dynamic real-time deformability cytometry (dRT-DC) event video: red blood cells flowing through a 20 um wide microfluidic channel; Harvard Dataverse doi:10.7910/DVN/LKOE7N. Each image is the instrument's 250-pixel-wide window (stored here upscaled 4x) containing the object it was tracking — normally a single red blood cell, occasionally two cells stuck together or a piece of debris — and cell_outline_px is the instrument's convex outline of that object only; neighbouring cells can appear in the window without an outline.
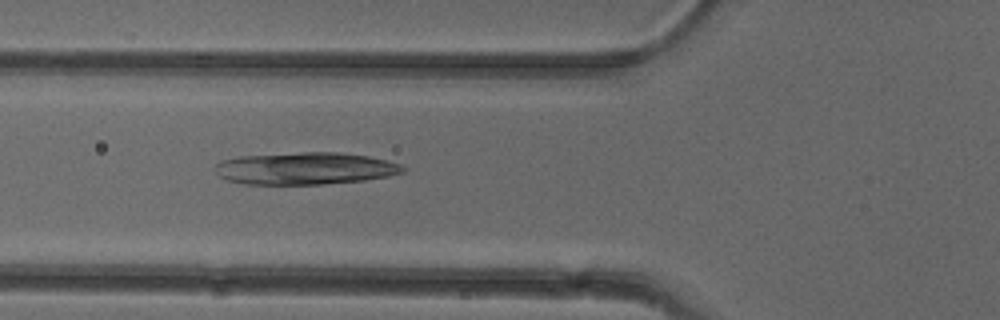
{"species": "common noctule bat (a hibernating species)", "species_latin": "Nyctalus noctula", "temperature_condition": "cold", "stored_images_in_passage": 52, "camera_frame_rate_fps": 3000, "um_per_image_px": 0.085, "animal": {"sex": "female"}, "frame": {"image": 1, "passage_image": 19, "time_ms": 6.0, "image_size_px": [1000, 320], "cell_outline_px": [[408, 168], [404, 172], [388, 176], [364, 180], [324, 184], [244, 184], [228, 180], [220, 176], [212, 168], [220, 160], [240, 156], [300, 152], [340, 152], [368, 156], [400, 164]], "centroid_in_image_um": [25.92, 14.31], "position_along_channel_um": 99.9, "area_um2": 35.37}}
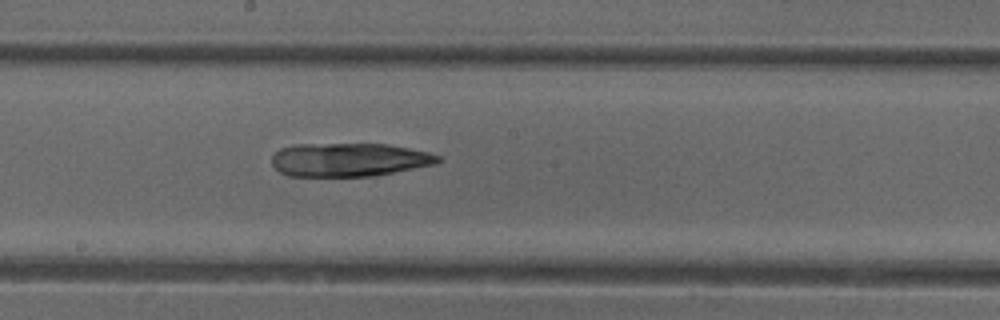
{"frame": {"image": 2, "passage_image": 28, "time_ms": 9.0, "image_size_px": [1000, 320], "cell_outline_px": [[440, 160], [436, 164], [376, 176], [288, 176], [280, 172], [272, 164], [272, 156], [280, 148], [296, 144], [388, 144], [428, 152], [440, 156]], "centroid_in_image_um": [29.67, 13.58], "position_along_channel_um": 218.5, "area_um2": 32.54}}
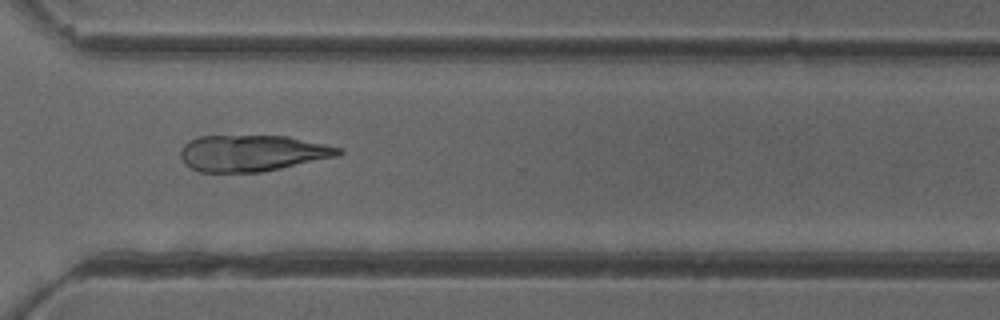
{"frame": {"image": 3, "passage_image": 38, "time_ms": 12.333, "image_size_px": [1000, 320], "cell_outline_px": [[344, 152], [340, 156], [260, 172], [200, 172], [184, 164], [180, 156], [180, 152], [184, 144], [188, 140], [200, 136], [288, 136], [324, 144], [340, 148]], "centroid_in_image_um": [21.43, 13.01], "position_along_channel_um": 349.2, "area_um2": 33.41}}